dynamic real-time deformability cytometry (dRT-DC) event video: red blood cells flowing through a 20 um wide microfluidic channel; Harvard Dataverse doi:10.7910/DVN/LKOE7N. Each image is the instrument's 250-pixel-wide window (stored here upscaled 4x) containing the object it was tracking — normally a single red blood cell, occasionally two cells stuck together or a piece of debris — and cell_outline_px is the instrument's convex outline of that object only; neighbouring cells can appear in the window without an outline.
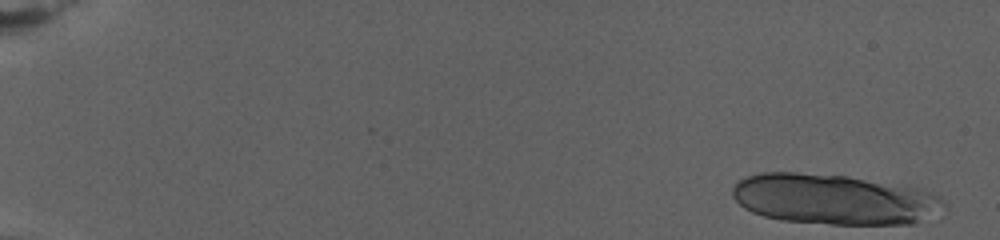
{"species": "human", "species_latin": "Homo sapiens", "temperature_condition": "warm", "stored_images_in_passage": 12, "camera_frame_rate_fps": 3000, "um_per_image_px": 0.085, "donor": {"sex": "female"}, "frame": {"image": 1, "passage_image": 1, "time_ms": 0.0, "image_size_px": [1000, 240], "cell_outline_px": [[948, 208], [916, 224], [832, 224], [780, 220], [764, 216], [752, 212], [744, 208], [732, 196], [732, 188], [736, 180], [760, 172], [796, 172], [848, 176], [908, 184], [924, 188], [940, 196], [948, 204]], "centroid_in_image_um": [70.99, 16.92], "position_along_channel_um": 14.0, "area_um2": 63.46}}